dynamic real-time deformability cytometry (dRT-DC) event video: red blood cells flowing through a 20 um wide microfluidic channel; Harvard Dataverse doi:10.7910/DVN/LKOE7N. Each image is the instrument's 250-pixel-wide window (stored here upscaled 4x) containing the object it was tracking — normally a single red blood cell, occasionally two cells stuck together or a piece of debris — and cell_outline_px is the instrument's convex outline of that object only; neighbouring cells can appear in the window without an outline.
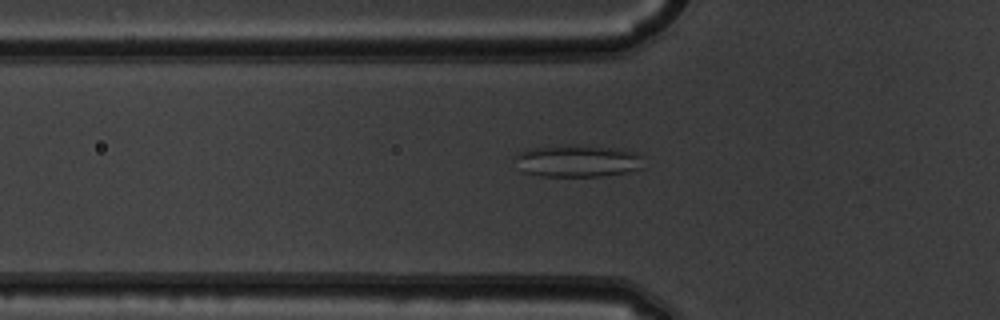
{"species": "common noctule bat (a hibernating species)", "species_latin": "Nyctalus noctula", "temperature_condition": "warm", "stored_images_in_passage": 54, "camera_frame_rate_fps": 3000, "um_per_image_px": 0.085, "animal": {"sex": "male", "body_mass_g": 19.5, "forearm_length_mm": 54.6}, "frame": {"image": 1, "passage_image": 19, "time_ms": 6.0, "image_size_px": [1000, 320], "cell_outline_px": [[644, 168], [628, 172], [600, 176], [540, 176], [524, 172], [512, 160], [520, 152], [528, 148], [568, 144], [572, 144], [616, 148], [636, 152], [640, 156]], "centroid_in_image_um": [49.07, 13.67], "position_along_channel_um": 76.7, "area_um2": 24.39}}
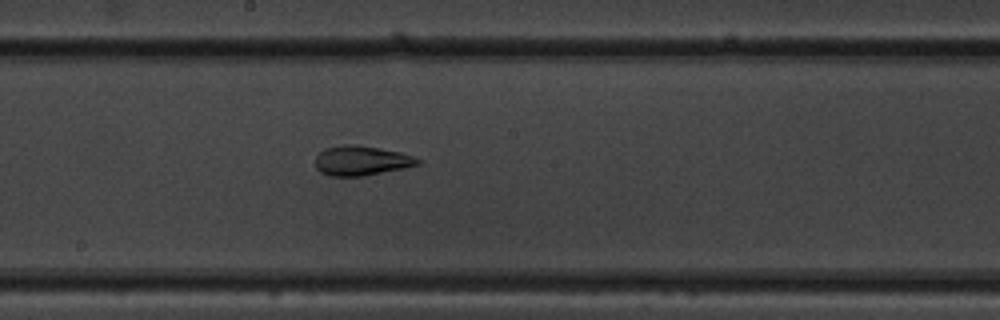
{"frame": {"image": 2, "passage_image": 30, "time_ms": 9.667, "image_size_px": [1000, 320], "cell_outline_px": [[420, 164], [404, 168], [364, 176], [328, 176], [320, 172], [316, 168], [316, 156], [324, 148], [344, 144], [356, 144], [380, 148], [400, 152], [412, 156], [420, 160]], "centroid_in_image_um": [30.69, 13.65], "position_along_channel_um": 217.5, "area_um2": 17.8}}
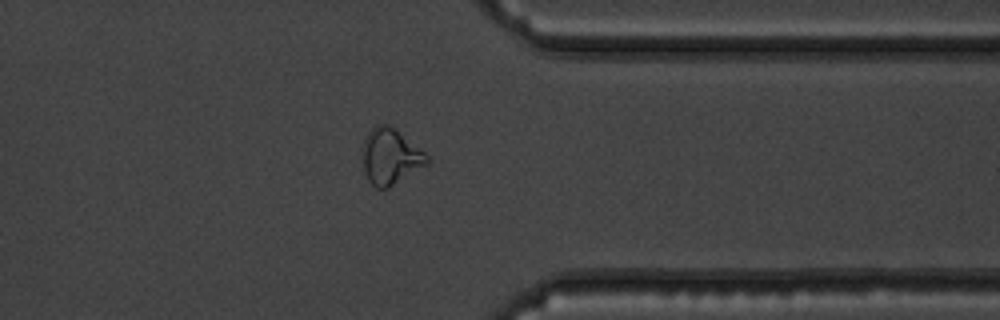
{"frame": {"image": 3, "passage_image": 43, "time_ms": 14.0, "image_size_px": [1000, 320], "cell_outline_px": [[432, 164], [388, 188], [376, 188], [368, 180], [364, 172], [360, 152], [368, 132], [376, 124], [388, 124], [424, 152], [428, 156]], "centroid_in_image_um": [33.19, 13.34], "position_along_channel_um": 378.2, "area_um2": 21.33}, "authors_computed_cell_mechanics": {"area_um2": 23.1778, "velocity_mm_per_s": 3.8178, "shape_relaxation_time_tau1_ms": null, "shape_relaxation_time_tau2_ms": 1.7906, "deformation_change_tau1": null, "deformation_change_tau2": 0.0901}}